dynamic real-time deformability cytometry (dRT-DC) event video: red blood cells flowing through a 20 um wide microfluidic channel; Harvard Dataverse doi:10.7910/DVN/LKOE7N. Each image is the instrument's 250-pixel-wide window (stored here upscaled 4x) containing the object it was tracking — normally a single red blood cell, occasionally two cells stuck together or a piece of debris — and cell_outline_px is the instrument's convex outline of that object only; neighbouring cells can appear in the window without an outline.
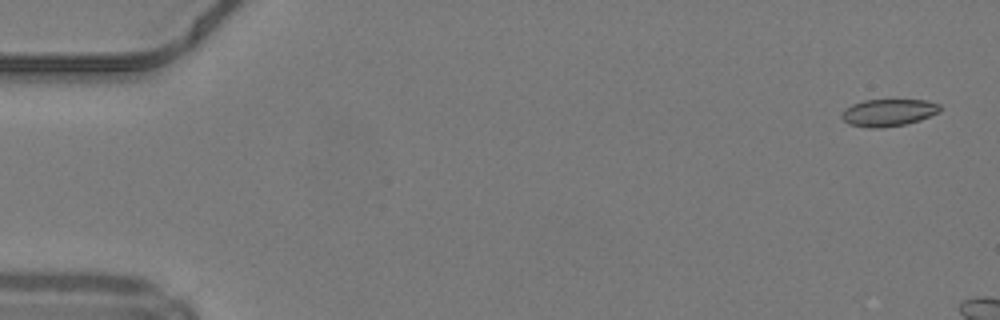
{"species": "common noctule bat (a hibernating species)", "species_latin": "Nyctalus noctula", "temperature_condition": "warm", "stored_images_in_passage": 10, "camera_frame_rate_fps": 3000, "um_per_image_px": 0.085, "animal": {"sex": "male", "body_mass_g": 19.2, "forearm_length_mm": 51.8}, "frame": {"image": 1, "passage_image": 2, "time_ms": 0.333, "image_size_px": [1000, 320], "cell_outline_px": [[940, 112], [920, 120], [904, 124], [880, 128], [868, 128], [848, 124], [840, 116], [844, 108], [852, 104], [864, 100], [924, 100], [940, 104]], "centroid_in_image_um": [75.48, 9.57], "position_along_channel_um": 9.5, "area_um2": 15.61}}